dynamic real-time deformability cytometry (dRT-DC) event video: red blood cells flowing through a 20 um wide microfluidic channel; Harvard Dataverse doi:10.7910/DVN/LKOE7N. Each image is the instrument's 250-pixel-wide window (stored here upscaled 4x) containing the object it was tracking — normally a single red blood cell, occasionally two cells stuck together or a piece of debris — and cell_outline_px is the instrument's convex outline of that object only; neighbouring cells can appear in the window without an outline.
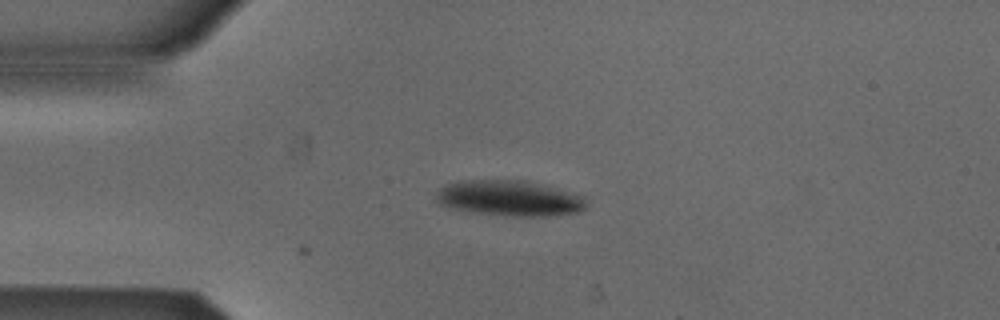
{"species": "Egyptian fruit bat (a non-hibernating species)", "species_latin": "Rousettus aegyptiacus", "temperature_condition": "cold", "stored_images_in_passage": 12, "camera_frame_rate_fps": 3000, "um_per_image_px": 0.085, "animal": {"sex": "male"}, "frame": {"image": 1, "passage_image": 12, "time_ms": 3.667, "image_size_px": [1000, 320], "cell_outline_px": [[588, 204], [584, 208], [576, 212], [548, 216], [504, 216], [472, 212], [452, 208], [440, 204], [436, 200], [436, 192], [444, 184], [460, 180], [524, 180], [584, 196]], "centroid_in_image_um": [43.26, 16.85], "position_along_channel_um": 41.7, "area_um2": 31.15}}